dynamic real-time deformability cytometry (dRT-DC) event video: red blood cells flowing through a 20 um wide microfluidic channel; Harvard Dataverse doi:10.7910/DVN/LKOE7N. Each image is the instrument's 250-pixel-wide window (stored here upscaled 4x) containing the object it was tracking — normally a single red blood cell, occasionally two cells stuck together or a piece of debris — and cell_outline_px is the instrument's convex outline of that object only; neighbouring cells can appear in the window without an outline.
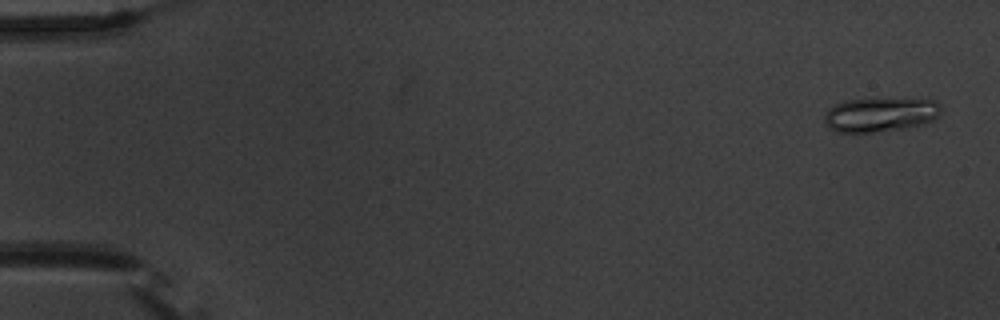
{"species": "common noctule bat (a hibernating species)", "species_latin": "Nyctalus noctula", "temperature_condition": "warm", "stored_images_in_passage": 56, "camera_frame_rate_fps": 3000, "um_per_image_px": 0.085, "animal": {"sex": "male", "body_mass_g": 20.1, "forearm_length_mm": 53.5}, "frame": {"image": 1, "passage_image": 3, "time_ms": 0.667, "image_size_px": [1000, 320], "cell_outline_px": [[940, 112], [932, 120], [924, 124], [904, 128], [872, 132], [836, 132], [824, 120], [824, 112], [828, 108], [844, 100], [876, 96], [932, 100], [940, 104]], "centroid_in_image_um": [74.8, 9.69], "position_along_channel_um": 10.2, "area_um2": 23.87}}
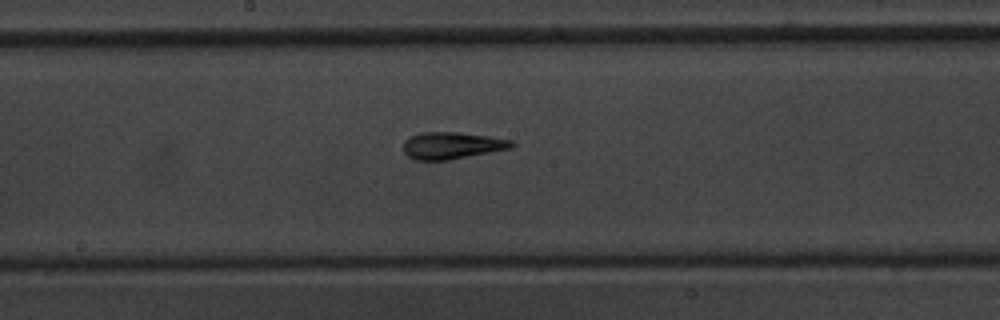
{"frame": {"image": 2, "passage_image": 31, "time_ms": 10.0, "image_size_px": [1000, 320], "cell_outline_px": [[516, 144], [512, 148], [448, 160], [416, 160], [408, 156], [404, 152], [404, 140], [420, 132], [456, 132], [488, 136], [512, 140]], "centroid_in_image_um": [38.42, 12.37], "position_along_channel_um": 209.8, "area_um2": 16.94}}
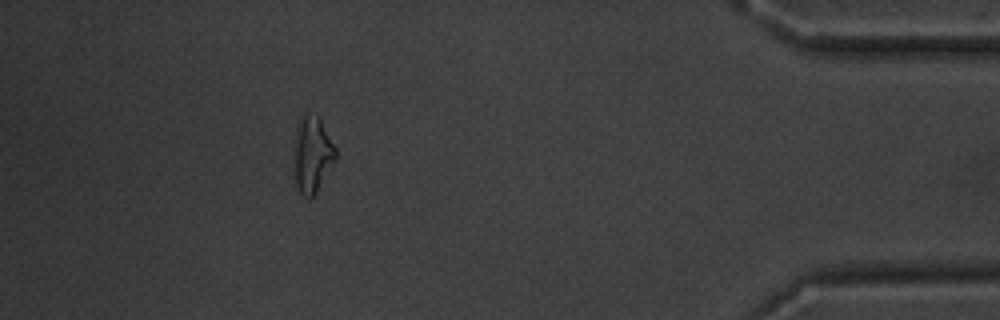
{"frame": {"image": 3, "passage_image": 51, "time_ms": 16.667, "image_size_px": [1000, 320], "cell_outline_px": [[336, 160], [316, 192], [308, 200], [300, 192], [296, 184], [292, 156], [296, 124], [308, 112], [320, 116], [336, 148]], "centroid_in_image_um": [26.52, 13.1], "position_along_channel_um": 408.7, "area_um2": 19.02}, "authors_computed_cell_mechanics": {"area_um2": 17.1088, "velocity_mm_per_s": 3.7005, "shape_relaxation_time_tau1_ms": 5.7566, "shape_relaxation_time_tau2_ms": 2.1563, "deformation_change_tau1": 0.2048, "deformation_change_tau2": 0.0841}}